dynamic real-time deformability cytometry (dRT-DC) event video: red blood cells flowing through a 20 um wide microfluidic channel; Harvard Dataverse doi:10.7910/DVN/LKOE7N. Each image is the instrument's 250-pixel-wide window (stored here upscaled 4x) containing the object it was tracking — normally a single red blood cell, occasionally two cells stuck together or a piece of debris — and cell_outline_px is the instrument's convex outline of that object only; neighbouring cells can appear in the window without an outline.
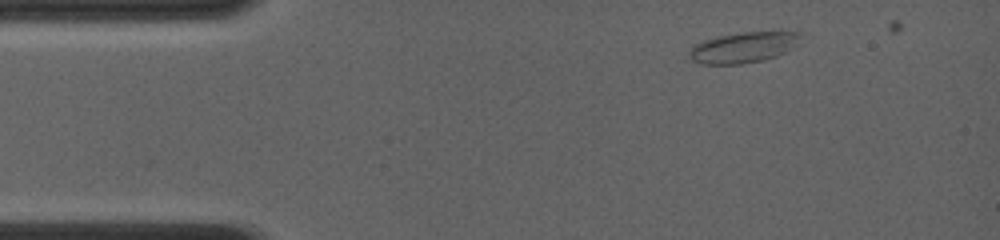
{"species": "common noctule bat (a hibernating species)", "species_latin": "Nyctalus noctula", "temperature_condition": "room temperature", "stored_images_in_passage": 25, "camera_frame_rate_fps": 4000, "um_per_image_px": 0.085, "animal": {"sex": "female", "body_mass_g": 19.0, "forearm_length_mm": 56.7}, "frame": {"image": 1, "passage_image": 1, "time_ms": 0.0, "image_size_px": [1000, 240], "cell_outline_px": [[800, 36], [784, 52], [776, 56], [764, 60], [740, 64], [700, 64], [692, 60], [688, 56], [688, 52], [696, 44], [704, 40], [720, 36], [740, 32], [800, 32]], "centroid_in_image_um": [63.08, 4.05], "position_along_channel_um": 21.9, "area_um2": 19.36}}
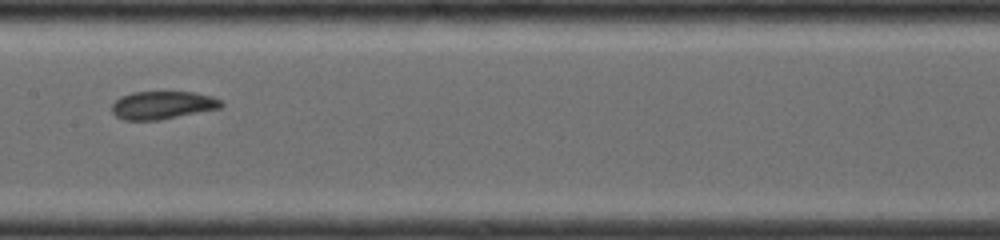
{"frame": {"image": 2, "passage_image": 12, "time_ms": 2.75, "image_size_px": [1000, 240], "cell_outline_px": [[224, 104], [220, 108], [160, 120], [124, 120], [116, 116], [112, 112], [112, 104], [120, 96], [132, 92], [192, 92], [212, 96], [220, 100]], "centroid_in_image_um": [13.8, 8.94], "position_along_channel_um": 193.6, "area_um2": 17.8}}
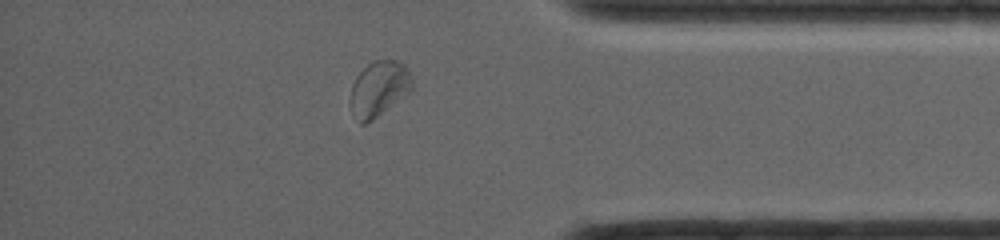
{"frame": {"image": 3, "passage_image": 22, "time_ms": 5.25, "image_size_px": [1000, 240], "cell_outline_px": [[412, 88], [408, 92], [372, 120], [364, 124], [360, 124], [352, 112], [348, 104], [348, 100], [352, 84], [356, 76], [372, 60], [396, 60], [404, 64], [408, 68], [412, 80]], "centroid_in_image_um": [32.16, 7.53], "position_along_channel_um": 403.0, "area_um2": 19.88}}